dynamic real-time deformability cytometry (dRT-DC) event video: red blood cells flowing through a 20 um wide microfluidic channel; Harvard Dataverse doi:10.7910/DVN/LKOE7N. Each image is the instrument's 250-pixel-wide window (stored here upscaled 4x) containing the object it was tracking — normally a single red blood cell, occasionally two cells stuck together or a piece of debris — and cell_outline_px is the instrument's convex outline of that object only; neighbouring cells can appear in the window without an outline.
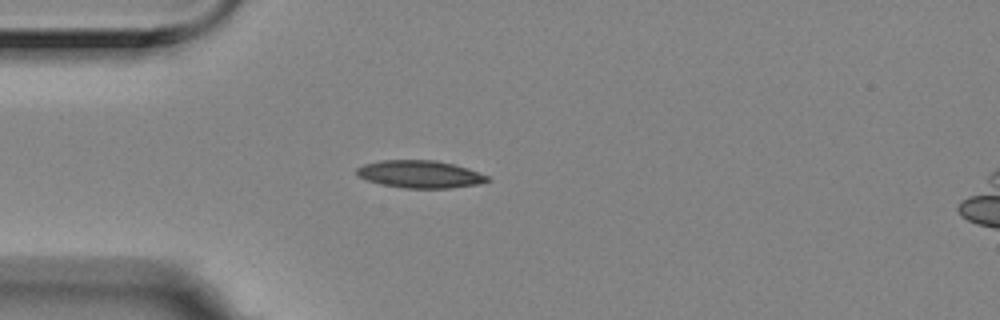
{"species": "Egyptian fruit bat (a non-hibernating species)", "species_latin": "Rousettus aegyptiacus", "temperature_condition": "room temperature", "stored_images_in_passage": 5, "camera_frame_rate_fps": 3000, "um_per_image_px": 0.085, "animal": {"sex": "female"}, "frame": {"image": 1, "passage_image": 5, "time_ms": 1.333, "image_size_px": [1000, 320], "cell_outline_px": [[492, 180], [480, 184], [452, 188], [404, 188], [380, 184], [368, 180], [360, 176], [356, 172], [356, 168], [364, 164], [380, 160], [436, 160], [468, 168], [488, 176]], "centroid_in_image_um": [35.73, 14.81], "position_along_channel_um": 49.3, "area_um2": 20.98}}